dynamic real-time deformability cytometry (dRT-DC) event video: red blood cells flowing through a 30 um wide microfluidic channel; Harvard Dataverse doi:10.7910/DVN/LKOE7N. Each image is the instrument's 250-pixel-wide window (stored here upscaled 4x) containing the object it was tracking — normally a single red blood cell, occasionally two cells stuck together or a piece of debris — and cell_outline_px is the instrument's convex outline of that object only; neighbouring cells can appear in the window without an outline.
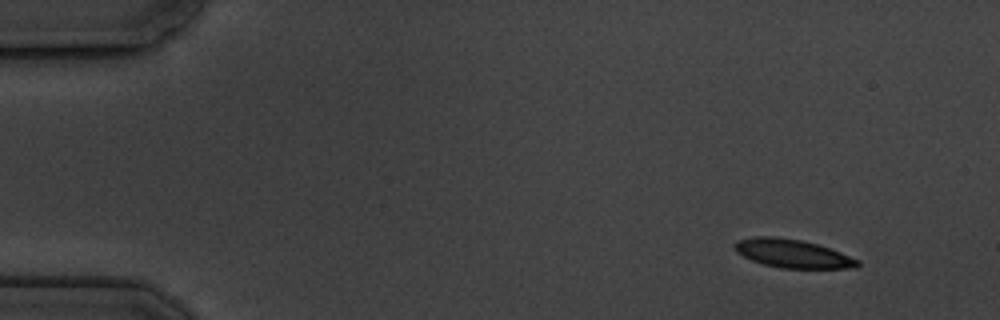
{"species": "common noctule bat (a hibernating species)", "species_latin": "Nyctalus noctula", "temperature_condition": "cold", "stored_images_in_passage": 10, "camera_frame_rate_fps": 3000, "um_per_image_px": 0.085, "animal": {"sex": "male", "body_mass_g": 19.5, "forearm_length_mm": 54.6}, "frame": {"image": 1, "passage_image": 1, "time_ms": 0.0, "image_size_px": [1000, 320], "cell_outline_px": [[860, 264], [856, 268], [780, 268], [764, 264], [752, 260], [736, 252], [732, 244], [736, 240], [752, 236], [776, 236], [800, 240], [816, 244], [840, 252], [860, 260]], "centroid_in_image_um": [67.33, 21.54], "position_along_channel_um": 17.7, "area_um2": 20.4}}
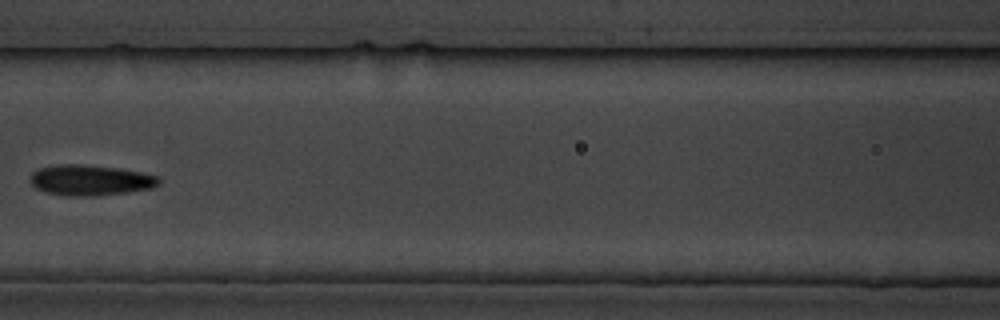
{"frame": {"image": 2, "passage_image": 7, "time_ms": 7.0, "image_size_px": [1000, 320], "cell_outline_px": [[160, 184], [152, 188], [128, 192], [92, 196], [68, 196], [44, 192], [36, 188], [32, 184], [32, 172], [40, 168], [56, 164], [84, 164], [116, 168], [140, 172], [156, 176], [160, 180]], "centroid_in_image_um": [7.67, 15.32], "position_along_channel_um": 158.9, "area_um2": 22.83}}
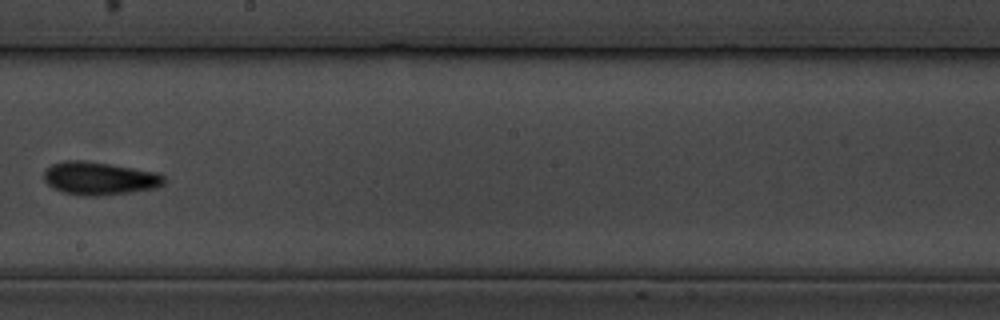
{"frame": {"image": 3, "passage_image": 9, "time_ms": 9.333, "image_size_px": [1000, 320], "cell_outline_px": [[164, 184], [156, 188], [132, 192], [100, 196], [84, 196], [64, 192], [52, 188], [44, 180], [44, 172], [52, 164], [64, 160], [84, 160], [156, 172], [164, 176]], "centroid_in_image_um": [8.44, 15.17], "position_along_channel_um": 239.8, "area_um2": 23.06}}